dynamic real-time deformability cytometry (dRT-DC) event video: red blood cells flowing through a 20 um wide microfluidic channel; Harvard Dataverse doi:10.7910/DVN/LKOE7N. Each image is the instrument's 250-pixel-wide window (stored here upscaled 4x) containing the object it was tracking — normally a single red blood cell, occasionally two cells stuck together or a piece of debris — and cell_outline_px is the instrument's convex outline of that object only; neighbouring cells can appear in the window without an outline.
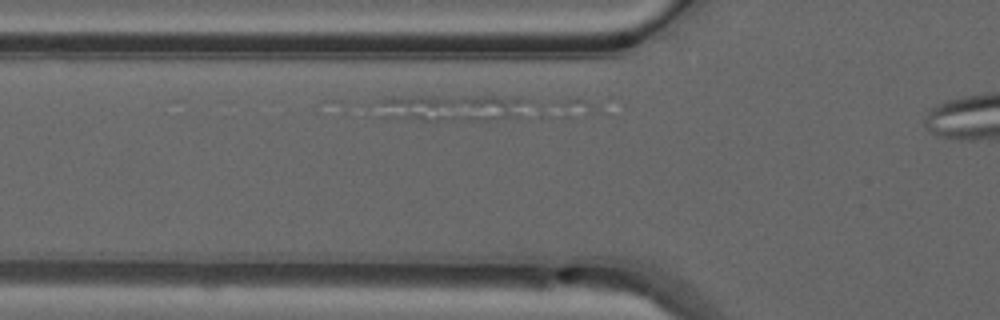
{"species": "common noctule bat (a hibernating species)", "species_latin": "Nyctalus noctula", "temperature_condition": "warm", "stored_images_in_passage": 12, "camera_frame_rate_fps": 3000, "um_per_image_px": 0.085, "animal": {"sex": "male", "forearm_length_mm": 52.5}, "frame": {"image": 1, "passage_image": 3, "time_ms": 0.667, "image_size_px": [1000, 320], "cell_outline_px": [[532, 104], [520, 116], [496, 120], [420, 120], [404, 116], [376, 100], [388, 96], [496, 96], [528, 100]], "centroid_in_image_um": [38.82, 9.12], "position_along_channel_um": 87.0, "area_um2": 22.37}}
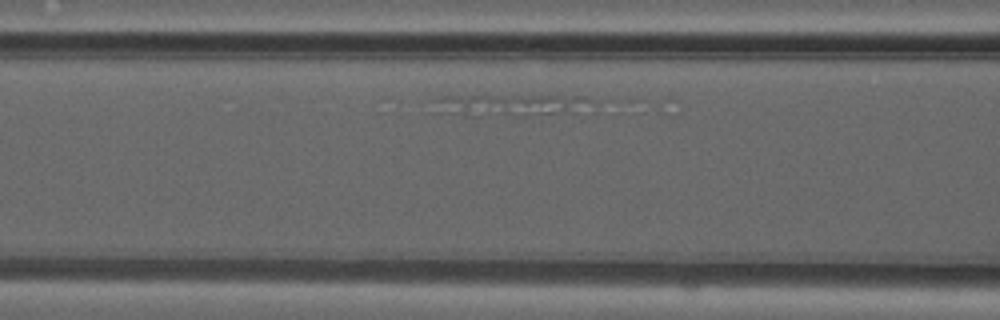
{"frame": {"image": 2, "passage_image": 6, "time_ms": 1.667, "image_size_px": [1000, 320], "cell_outline_px": [[592, 100], [576, 112], [528, 116], [472, 116], [432, 112], [428, 100], [440, 96], [588, 96]], "centroid_in_image_um": [43.13, 8.95], "position_along_channel_um": 123.5, "area_um2": 20.75}}
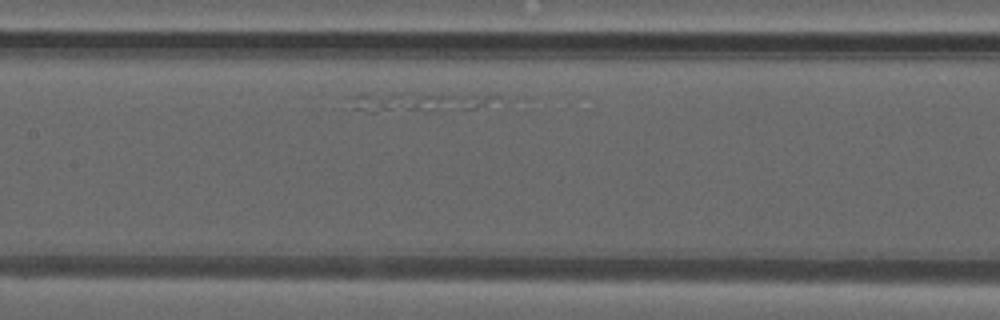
{"frame": {"image": 3, "passage_image": 10, "time_ms": 3.0, "image_size_px": [1000, 320], "cell_outline_px": [[500, 96], [476, 108], [372, 112], [364, 112], [352, 108], [352, 96], [360, 92], [496, 92]], "centroid_in_image_um": [35.64, 8.57], "position_along_channel_um": 171.8, "area_um2": 17.8}}